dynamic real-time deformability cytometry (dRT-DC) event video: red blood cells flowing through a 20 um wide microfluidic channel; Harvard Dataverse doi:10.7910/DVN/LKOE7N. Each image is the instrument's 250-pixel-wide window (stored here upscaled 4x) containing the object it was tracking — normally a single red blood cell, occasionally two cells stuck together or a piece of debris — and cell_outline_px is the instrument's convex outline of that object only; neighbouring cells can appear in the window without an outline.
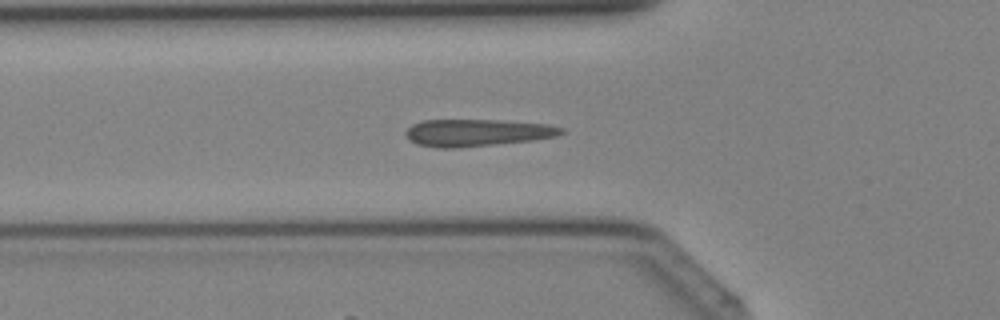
{"species": "Egyptian fruit bat (a non-hibernating species)", "species_latin": "Rousettus aegyptiacus", "temperature_condition": "cold", "stored_images_in_passage": 41, "camera_frame_rate_fps": 3000, "um_per_image_px": 0.085, "animal": {"sex": "female"}, "frame": {"image": 1, "passage_image": 14, "time_ms": 4.333, "image_size_px": [1000, 320], "cell_outline_px": [[564, 132], [556, 136], [532, 140], [460, 148], [436, 148], [416, 144], [404, 136], [404, 132], [412, 124], [424, 120], [500, 120], [548, 124], [564, 128]], "centroid_in_image_um": [40.51, 11.28], "position_along_channel_um": 85.3, "area_um2": 24.74}}
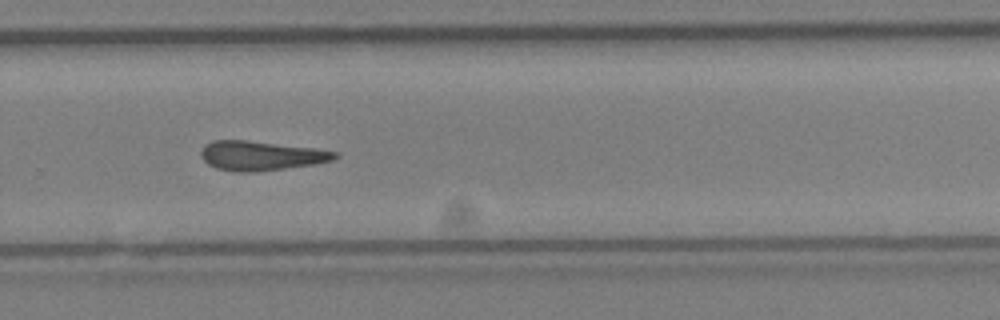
{"frame": {"image": 2, "passage_image": 27, "time_ms": 8.667, "image_size_px": [1000, 320], "cell_outline_px": [[340, 156], [332, 160], [316, 164], [252, 172], [236, 172], [216, 168], [208, 164], [204, 160], [200, 152], [204, 144], [212, 140], [244, 140], [312, 148], [336, 152]], "centroid_in_image_um": [22.14, 13.23], "position_along_channel_um": 307.7, "area_um2": 22.72}}
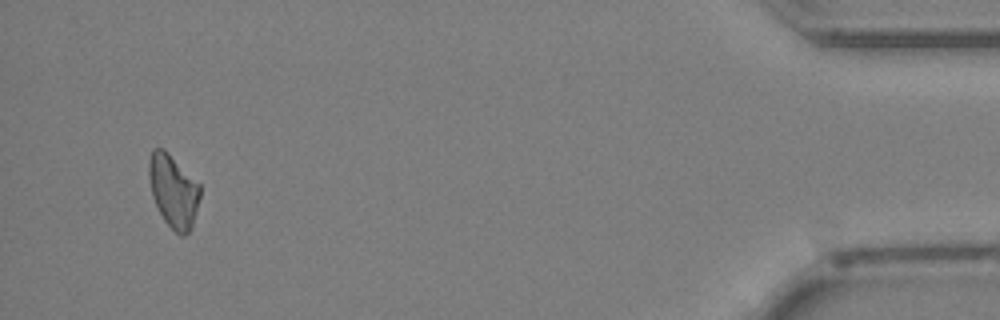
{"frame": {"image": 3, "passage_image": 38, "time_ms": 12.333, "image_size_px": [1000, 320], "cell_outline_px": [[200, 196], [192, 228], [184, 236], [180, 236], [164, 220], [152, 196], [148, 176], [148, 160], [152, 148], [164, 148], [200, 184]], "centroid_in_image_um": [14.73, 16.21], "position_along_channel_um": 420.5, "area_um2": 21.79}}